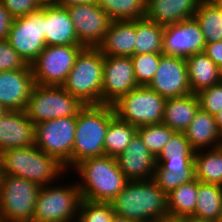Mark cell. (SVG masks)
<instances>
[{
  "label": "cell",
  "mask_w": 222,
  "mask_h": 222,
  "mask_svg": "<svg viewBox=\"0 0 222 222\" xmlns=\"http://www.w3.org/2000/svg\"><path fill=\"white\" fill-rule=\"evenodd\" d=\"M109 203L115 214L137 222L169 219L167 194L153 179L128 181L125 188Z\"/></svg>",
  "instance_id": "6da1fadb"
},
{
  "label": "cell",
  "mask_w": 222,
  "mask_h": 222,
  "mask_svg": "<svg viewBox=\"0 0 222 222\" xmlns=\"http://www.w3.org/2000/svg\"><path fill=\"white\" fill-rule=\"evenodd\" d=\"M73 170L82 179L77 182L81 198L90 201L109 203L129 181L115 157L106 155L83 160Z\"/></svg>",
  "instance_id": "7a4b0ae2"
},
{
  "label": "cell",
  "mask_w": 222,
  "mask_h": 222,
  "mask_svg": "<svg viewBox=\"0 0 222 222\" xmlns=\"http://www.w3.org/2000/svg\"><path fill=\"white\" fill-rule=\"evenodd\" d=\"M112 105H85L76 116L72 168L83 160L105 155L104 139L115 118Z\"/></svg>",
  "instance_id": "3957f363"
},
{
  "label": "cell",
  "mask_w": 222,
  "mask_h": 222,
  "mask_svg": "<svg viewBox=\"0 0 222 222\" xmlns=\"http://www.w3.org/2000/svg\"><path fill=\"white\" fill-rule=\"evenodd\" d=\"M0 163L2 174L25 178L41 187L56 183L66 171L54 157L36 145L1 152Z\"/></svg>",
  "instance_id": "277c9868"
},
{
  "label": "cell",
  "mask_w": 222,
  "mask_h": 222,
  "mask_svg": "<svg viewBox=\"0 0 222 222\" xmlns=\"http://www.w3.org/2000/svg\"><path fill=\"white\" fill-rule=\"evenodd\" d=\"M105 56L97 47H84L62 87L84 105H102Z\"/></svg>",
  "instance_id": "5b68a950"
},
{
  "label": "cell",
  "mask_w": 222,
  "mask_h": 222,
  "mask_svg": "<svg viewBox=\"0 0 222 222\" xmlns=\"http://www.w3.org/2000/svg\"><path fill=\"white\" fill-rule=\"evenodd\" d=\"M41 186L11 175L0 177V222H33Z\"/></svg>",
  "instance_id": "8992f818"
},
{
  "label": "cell",
  "mask_w": 222,
  "mask_h": 222,
  "mask_svg": "<svg viewBox=\"0 0 222 222\" xmlns=\"http://www.w3.org/2000/svg\"><path fill=\"white\" fill-rule=\"evenodd\" d=\"M84 106L62 86L35 85L24 112L36 125L47 120L77 116Z\"/></svg>",
  "instance_id": "52a82bcc"
},
{
  "label": "cell",
  "mask_w": 222,
  "mask_h": 222,
  "mask_svg": "<svg viewBox=\"0 0 222 222\" xmlns=\"http://www.w3.org/2000/svg\"><path fill=\"white\" fill-rule=\"evenodd\" d=\"M51 185L42 186L38 193L33 222H76L82 199L78 183Z\"/></svg>",
  "instance_id": "ba28073f"
},
{
  "label": "cell",
  "mask_w": 222,
  "mask_h": 222,
  "mask_svg": "<svg viewBox=\"0 0 222 222\" xmlns=\"http://www.w3.org/2000/svg\"><path fill=\"white\" fill-rule=\"evenodd\" d=\"M165 102V97L148 86H138L120 97L112 107L117 118L139 127L162 123Z\"/></svg>",
  "instance_id": "9c48e42d"
},
{
  "label": "cell",
  "mask_w": 222,
  "mask_h": 222,
  "mask_svg": "<svg viewBox=\"0 0 222 222\" xmlns=\"http://www.w3.org/2000/svg\"><path fill=\"white\" fill-rule=\"evenodd\" d=\"M76 116L47 120L35 125V145L54 157L65 170L72 167Z\"/></svg>",
  "instance_id": "30bf717a"
},
{
  "label": "cell",
  "mask_w": 222,
  "mask_h": 222,
  "mask_svg": "<svg viewBox=\"0 0 222 222\" xmlns=\"http://www.w3.org/2000/svg\"><path fill=\"white\" fill-rule=\"evenodd\" d=\"M83 45L45 46L31 63L36 85L62 86Z\"/></svg>",
  "instance_id": "8fae6325"
},
{
  "label": "cell",
  "mask_w": 222,
  "mask_h": 222,
  "mask_svg": "<svg viewBox=\"0 0 222 222\" xmlns=\"http://www.w3.org/2000/svg\"><path fill=\"white\" fill-rule=\"evenodd\" d=\"M45 5L37 12L14 18L7 41L31 65L46 46L44 38Z\"/></svg>",
  "instance_id": "7c38bea8"
},
{
  "label": "cell",
  "mask_w": 222,
  "mask_h": 222,
  "mask_svg": "<svg viewBox=\"0 0 222 222\" xmlns=\"http://www.w3.org/2000/svg\"><path fill=\"white\" fill-rule=\"evenodd\" d=\"M78 41L84 47H98L112 20L98 4H75L66 7Z\"/></svg>",
  "instance_id": "4fadbf2b"
},
{
  "label": "cell",
  "mask_w": 222,
  "mask_h": 222,
  "mask_svg": "<svg viewBox=\"0 0 222 222\" xmlns=\"http://www.w3.org/2000/svg\"><path fill=\"white\" fill-rule=\"evenodd\" d=\"M205 40L196 19L189 18L165 26L163 33V54L187 58L204 52Z\"/></svg>",
  "instance_id": "5bb4252c"
},
{
  "label": "cell",
  "mask_w": 222,
  "mask_h": 222,
  "mask_svg": "<svg viewBox=\"0 0 222 222\" xmlns=\"http://www.w3.org/2000/svg\"><path fill=\"white\" fill-rule=\"evenodd\" d=\"M137 87L131 57L105 56L102 104L112 105Z\"/></svg>",
  "instance_id": "9a60e30c"
},
{
  "label": "cell",
  "mask_w": 222,
  "mask_h": 222,
  "mask_svg": "<svg viewBox=\"0 0 222 222\" xmlns=\"http://www.w3.org/2000/svg\"><path fill=\"white\" fill-rule=\"evenodd\" d=\"M148 87L166 99L191 94L185 58L162 53L158 69Z\"/></svg>",
  "instance_id": "2e32d148"
},
{
  "label": "cell",
  "mask_w": 222,
  "mask_h": 222,
  "mask_svg": "<svg viewBox=\"0 0 222 222\" xmlns=\"http://www.w3.org/2000/svg\"><path fill=\"white\" fill-rule=\"evenodd\" d=\"M35 85L30 65L0 72V104L7 111L24 110Z\"/></svg>",
  "instance_id": "e0dca14e"
},
{
  "label": "cell",
  "mask_w": 222,
  "mask_h": 222,
  "mask_svg": "<svg viewBox=\"0 0 222 222\" xmlns=\"http://www.w3.org/2000/svg\"><path fill=\"white\" fill-rule=\"evenodd\" d=\"M115 159L118 168L129 181L153 179L156 157L148 150L138 133Z\"/></svg>",
  "instance_id": "ac0fdd59"
},
{
  "label": "cell",
  "mask_w": 222,
  "mask_h": 222,
  "mask_svg": "<svg viewBox=\"0 0 222 222\" xmlns=\"http://www.w3.org/2000/svg\"><path fill=\"white\" fill-rule=\"evenodd\" d=\"M35 145V124L22 111H7L0 117V153Z\"/></svg>",
  "instance_id": "d6986e66"
},
{
  "label": "cell",
  "mask_w": 222,
  "mask_h": 222,
  "mask_svg": "<svg viewBox=\"0 0 222 222\" xmlns=\"http://www.w3.org/2000/svg\"><path fill=\"white\" fill-rule=\"evenodd\" d=\"M44 38L46 46L82 45L66 7L45 5Z\"/></svg>",
  "instance_id": "ffe728a7"
},
{
  "label": "cell",
  "mask_w": 222,
  "mask_h": 222,
  "mask_svg": "<svg viewBox=\"0 0 222 222\" xmlns=\"http://www.w3.org/2000/svg\"><path fill=\"white\" fill-rule=\"evenodd\" d=\"M202 0H146L145 18L166 26L193 18Z\"/></svg>",
  "instance_id": "44dd1931"
},
{
  "label": "cell",
  "mask_w": 222,
  "mask_h": 222,
  "mask_svg": "<svg viewBox=\"0 0 222 222\" xmlns=\"http://www.w3.org/2000/svg\"><path fill=\"white\" fill-rule=\"evenodd\" d=\"M135 39V20L112 21L97 48L104 56L131 57Z\"/></svg>",
  "instance_id": "7402d4cb"
},
{
  "label": "cell",
  "mask_w": 222,
  "mask_h": 222,
  "mask_svg": "<svg viewBox=\"0 0 222 222\" xmlns=\"http://www.w3.org/2000/svg\"><path fill=\"white\" fill-rule=\"evenodd\" d=\"M184 134L194 151L222 146V134L217 127L215 116L202 109L198 110Z\"/></svg>",
  "instance_id": "603a6c76"
},
{
  "label": "cell",
  "mask_w": 222,
  "mask_h": 222,
  "mask_svg": "<svg viewBox=\"0 0 222 222\" xmlns=\"http://www.w3.org/2000/svg\"><path fill=\"white\" fill-rule=\"evenodd\" d=\"M200 109L197 94L166 99L162 123L176 132H184Z\"/></svg>",
  "instance_id": "cb8c5ba5"
},
{
  "label": "cell",
  "mask_w": 222,
  "mask_h": 222,
  "mask_svg": "<svg viewBox=\"0 0 222 222\" xmlns=\"http://www.w3.org/2000/svg\"><path fill=\"white\" fill-rule=\"evenodd\" d=\"M185 62L192 93L222 81L221 69L204 52L188 56Z\"/></svg>",
  "instance_id": "d4e9b609"
},
{
  "label": "cell",
  "mask_w": 222,
  "mask_h": 222,
  "mask_svg": "<svg viewBox=\"0 0 222 222\" xmlns=\"http://www.w3.org/2000/svg\"><path fill=\"white\" fill-rule=\"evenodd\" d=\"M196 178L181 184L167 194L169 219L175 220L182 216H195L198 184Z\"/></svg>",
  "instance_id": "484cf974"
},
{
  "label": "cell",
  "mask_w": 222,
  "mask_h": 222,
  "mask_svg": "<svg viewBox=\"0 0 222 222\" xmlns=\"http://www.w3.org/2000/svg\"><path fill=\"white\" fill-rule=\"evenodd\" d=\"M205 151L194 152L195 178L202 183L222 185V146Z\"/></svg>",
  "instance_id": "4316f807"
},
{
  "label": "cell",
  "mask_w": 222,
  "mask_h": 222,
  "mask_svg": "<svg viewBox=\"0 0 222 222\" xmlns=\"http://www.w3.org/2000/svg\"><path fill=\"white\" fill-rule=\"evenodd\" d=\"M165 26L140 18L135 20L134 55L147 53H163V33Z\"/></svg>",
  "instance_id": "83f0119b"
},
{
  "label": "cell",
  "mask_w": 222,
  "mask_h": 222,
  "mask_svg": "<svg viewBox=\"0 0 222 222\" xmlns=\"http://www.w3.org/2000/svg\"><path fill=\"white\" fill-rule=\"evenodd\" d=\"M195 217L218 221L222 214V185L198 184Z\"/></svg>",
  "instance_id": "f1b7e54d"
},
{
  "label": "cell",
  "mask_w": 222,
  "mask_h": 222,
  "mask_svg": "<svg viewBox=\"0 0 222 222\" xmlns=\"http://www.w3.org/2000/svg\"><path fill=\"white\" fill-rule=\"evenodd\" d=\"M137 133V127L115 117L106 131L104 151L106 156L116 157L122 153Z\"/></svg>",
  "instance_id": "f546056e"
},
{
  "label": "cell",
  "mask_w": 222,
  "mask_h": 222,
  "mask_svg": "<svg viewBox=\"0 0 222 222\" xmlns=\"http://www.w3.org/2000/svg\"><path fill=\"white\" fill-rule=\"evenodd\" d=\"M194 18L200 25L206 44L222 41V16L210 1L202 0L199 3Z\"/></svg>",
  "instance_id": "4dcf8cb0"
},
{
  "label": "cell",
  "mask_w": 222,
  "mask_h": 222,
  "mask_svg": "<svg viewBox=\"0 0 222 222\" xmlns=\"http://www.w3.org/2000/svg\"><path fill=\"white\" fill-rule=\"evenodd\" d=\"M97 4L112 21L145 18L146 0H98Z\"/></svg>",
  "instance_id": "1f68e13d"
},
{
  "label": "cell",
  "mask_w": 222,
  "mask_h": 222,
  "mask_svg": "<svg viewBox=\"0 0 222 222\" xmlns=\"http://www.w3.org/2000/svg\"><path fill=\"white\" fill-rule=\"evenodd\" d=\"M137 133L148 150L157 158L176 131L160 123L139 126L137 127Z\"/></svg>",
  "instance_id": "d6a6232c"
},
{
  "label": "cell",
  "mask_w": 222,
  "mask_h": 222,
  "mask_svg": "<svg viewBox=\"0 0 222 222\" xmlns=\"http://www.w3.org/2000/svg\"><path fill=\"white\" fill-rule=\"evenodd\" d=\"M162 53L136 54L131 56L134 76L138 86L147 87L158 69Z\"/></svg>",
  "instance_id": "836d02e7"
},
{
  "label": "cell",
  "mask_w": 222,
  "mask_h": 222,
  "mask_svg": "<svg viewBox=\"0 0 222 222\" xmlns=\"http://www.w3.org/2000/svg\"><path fill=\"white\" fill-rule=\"evenodd\" d=\"M114 214L110 203L81 199L77 221L113 222Z\"/></svg>",
  "instance_id": "e575fe53"
},
{
  "label": "cell",
  "mask_w": 222,
  "mask_h": 222,
  "mask_svg": "<svg viewBox=\"0 0 222 222\" xmlns=\"http://www.w3.org/2000/svg\"><path fill=\"white\" fill-rule=\"evenodd\" d=\"M195 178L194 163L185 171L180 174L173 173L171 171H164L158 165H156L153 180L155 183L168 194L175 188H178L181 184L190 182Z\"/></svg>",
  "instance_id": "d590c367"
},
{
  "label": "cell",
  "mask_w": 222,
  "mask_h": 222,
  "mask_svg": "<svg viewBox=\"0 0 222 222\" xmlns=\"http://www.w3.org/2000/svg\"><path fill=\"white\" fill-rule=\"evenodd\" d=\"M200 109L216 116L222 110V81L197 93Z\"/></svg>",
  "instance_id": "8d00e7d4"
},
{
  "label": "cell",
  "mask_w": 222,
  "mask_h": 222,
  "mask_svg": "<svg viewBox=\"0 0 222 222\" xmlns=\"http://www.w3.org/2000/svg\"><path fill=\"white\" fill-rule=\"evenodd\" d=\"M27 66L28 64L7 40H0V72L24 69Z\"/></svg>",
  "instance_id": "74e56055"
},
{
  "label": "cell",
  "mask_w": 222,
  "mask_h": 222,
  "mask_svg": "<svg viewBox=\"0 0 222 222\" xmlns=\"http://www.w3.org/2000/svg\"><path fill=\"white\" fill-rule=\"evenodd\" d=\"M194 150L186 139L184 132H176L171 139L165 144L161 154L156 158L158 162L163 157L178 155L182 153L185 155H194Z\"/></svg>",
  "instance_id": "f35d334b"
},
{
  "label": "cell",
  "mask_w": 222,
  "mask_h": 222,
  "mask_svg": "<svg viewBox=\"0 0 222 222\" xmlns=\"http://www.w3.org/2000/svg\"><path fill=\"white\" fill-rule=\"evenodd\" d=\"M14 18L26 16L41 9L39 0H0Z\"/></svg>",
  "instance_id": "ab89813d"
},
{
  "label": "cell",
  "mask_w": 222,
  "mask_h": 222,
  "mask_svg": "<svg viewBox=\"0 0 222 222\" xmlns=\"http://www.w3.org/2000/svg\"><path fill=\"white\" fill-rule=\"evenodd\" d=\"M194 163V155H178L163 157L157 162V165L164 171H171L180 174L187 170Z\"/></svg>",
  "instance_id": "60d3db41"
},
{
  "label": "cell",
  "mask_w": 222,
  "mask_h": 222,
  "mask_svg": "<svg viewBox=\"0 0 222 222\" xmlns=\"http://www.w3.org/2000/svg\"><path fill=\"white\" fill-rule=\"evenodd\" d=\"M14 17L0 2V40H7Z\"/></svg>",
  "instance_id": "b9f144b4"
},
{
  "label": "cell",
  "mask_w": 222,
  "mask_h": 222,
  "mask_svg": "<svg viewBox=\"0 0 222 222\" xmlns=\"http://www.w3.org/2000/svg\"><path fill=\"white\" fill-rule=\"evenodd\" d=\"M204 53L221 69L222 71V41L208 43L205 45Z\"/></svg>",
  "instance_id": "7bdbcfd3"
},
{
  "label": "cell",
  "mask_w": 222,
  "mask_h": 222,
  "mask_svg": "<svg viewBox=\"0 0 222 222\" xmlns=\"http://www.w3.org/2000/svg\"><path fill=\"white\" fill-rule=\"evenodd\" d=\"M98 0H56L57 5L67 7L75 4H97Z\"/></svg>",
  "instance_id": "ee69618b"
},
{
  "label": "cell",
  "mask_w": 222,
  "mask_h": 222,
  "mask_svg": "<svg viewBox=\"0 0 222 222\" xmlns=\"http://www.w3.org/2000/svg\"><path fill=\"white\" fill-rule=\"evenodd\" d=\"M176 222H217L212 220H205L195 216H182L175 219Z\"/></svg>",
  "instance_id": "f6af8a7d"
},
{
  "label": "cell",
  "mask_w": 222,
  "mask_h": 222,
  "mask_svg": "<svg viewBox=\"0 0 222 222\" xmlns=\"http://www.w3.org/2000/svg\"><path fill=\"white\" fill-rule=\"evenodd\" d=\"M113 222H137V221H134L132 219H129V218H126V217L114 214Z\"/></svg>",
  "instance_id": "bcb514c9"
},
{
  "label": "cell",
  "mask_w": 222,
  "mask_h": 222,
  "mask_svg": "<svg viewBox=\"0 0 222 222\" xmlns=\"http://www.w3.org/2000/svg\"><path fill=\"white\" fill-rule=\"evenodd\" d=\"M215 121L217 123L219 131L222 134V110H220V112H218L217 115L215 116Z\"/></svg>",
  "instance_id": "7dc6e473"
},
{
  "label": "cell",
  "mask_w": 222,
  "mask_h": 222,
  "mask_svg": "<svg viewBox=\"0 0 222 222\" xmlns=\"http://www.w3.org/2000/svg\"><path fill=\"white\" fill-rule=\"evenodd\" d=\"M216 7H222V0H208Z\"/></svg>",
  "instance_id": "c3c4849f"
},
{
  "label": "cell",
  "mask_w": 222,
  "mask_h": 222,
  "mask_svg": "<svg viewBox=\"0 0 222 222\" xmlns=\"http://www.w3.org/2000/svg\"><path fill=\"white\" fill-rule=\"evenodd\" d=\"M42 5L55 4L56 0H39Z\"/></svg>",
  "instance_id": "681fc988"
},
{
  "label": "cell",
  "mask_w": 222,
  "mask_h": 222,
  "mask_svg": "<svg viewBox=\"0 0 222 222\" xmlns=\"http://www.w3.org/2000/svg\"><path fill=\"white\" fill-rule=\"evenodd\" d=\"M6 112L7 110L0 104V117H2Z\"/></svg>",
  "instance_id": "f907efd6"
},
{
  "label": "cell",
  "mask_w": 222,
  "mask_h": 222,
  "mask_svg": "<svg viewBox=\"0 0 222 222\" xmlns=\"http://www.w3.org/2000/svg\"><path fill=\"white\" fill-rule=\"evenodd\" d=\"M159 222H176V221H175V220L168 219V220H163V221H159Z\"/></svg>",
  "instance_id": "816d5d0a"
},
{
  "label": "cell",
  "mask_w": 222,
  "mask_h": 222,
  "mask_svg": "<svg viewBox=\"0 0 222 222\" xmlns=\"http://www.w3.org/2000/svg\"><path fill=\"white\" fill-rule=\"evenodd\" d=\"M219 9L220 15L222 16V7H217Z\"/></svg>",
  "instance_id": "f5cc1de1"
},
{
  "label": "cell",
  "mask_w": 222,
  "mask_h": 222,
  "mask_svg": "<svg viewBox=\"0 0 222 222\" xmlns=\"http://www.w3.org/2000/svg\"><path fill=\"white\" fill-rule=\"evenodd\" d=\"M217 222H222V214H221V216L219 217V219H218Z\"/></svg>",
  "instance_id": "db71d44e"
},
{
  "label": "cell",
  "mask_w": 222,
  "mask_h": 222,
  "mask_svg": "<svg viewBox=\"0 0 222 222\" xmlns=\"http://www.w3.org/2000/svg\"><path fill=\"white\" fill-rule=\"evenodd\" d=\"M2 173H1V163H0V177H1Z\"/></svg>",
  "instance_id": "11a10c76"
}]
</instances>
